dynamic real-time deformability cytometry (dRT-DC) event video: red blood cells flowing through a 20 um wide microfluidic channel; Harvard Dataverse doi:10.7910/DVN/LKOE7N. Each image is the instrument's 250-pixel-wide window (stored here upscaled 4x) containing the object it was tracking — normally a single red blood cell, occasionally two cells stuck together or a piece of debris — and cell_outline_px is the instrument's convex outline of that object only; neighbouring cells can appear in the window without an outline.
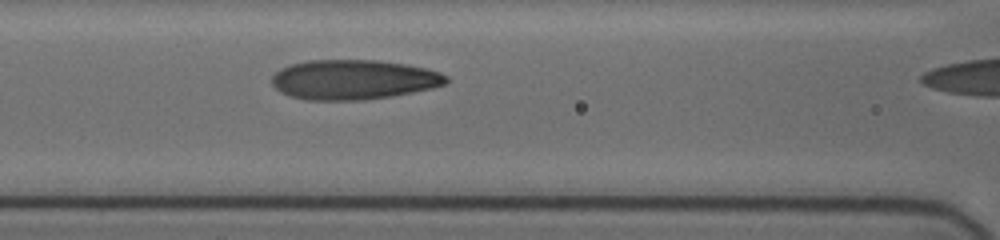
{"species": "human", "species_latin": "Homo sapiens", "temperature_condition": "cold", "stored_images_in_passage": 6, "camera_frame_rate_fps": 3000, "um_per_image_px": 0.085, "donor": {"sex": "female"}, "frame": {"image": 1, "passage_image": 5, "time_ms": 2.333, "image_size_px": [1000, 240], "cell_outline_px": [[448, 80], [444, 84], [432, 88], [392, 96], [364, 100], [304, 100], [280, 92], [272, 84], [272, 76], [280, 68], [292, 64], [308, 60], [376, 60], [404, 64], [424, 68], [440, 72], [448, 76]], "centroid_in_image_um": [30.03, 6.77], "position_along_channel_um": 136.6, "area_um2": 40.34}}